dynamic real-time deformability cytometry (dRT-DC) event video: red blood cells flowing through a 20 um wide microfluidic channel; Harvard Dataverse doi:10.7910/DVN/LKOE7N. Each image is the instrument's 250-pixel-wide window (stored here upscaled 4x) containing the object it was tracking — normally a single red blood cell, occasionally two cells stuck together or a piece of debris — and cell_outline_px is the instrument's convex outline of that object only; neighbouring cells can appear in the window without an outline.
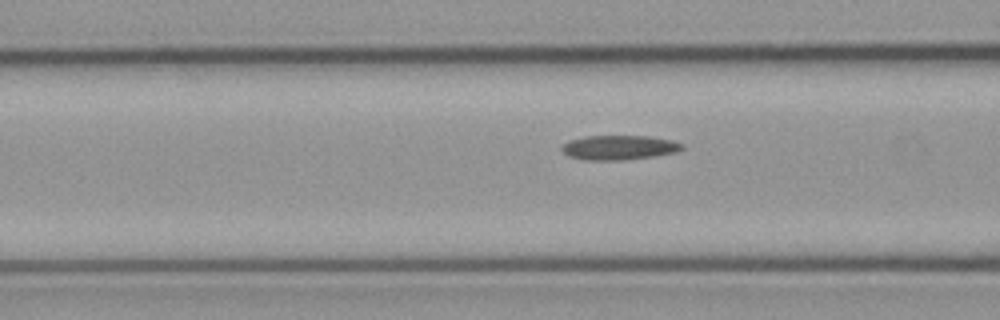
{"species": "common noctule bat (a hibernating species)", "species_latin": "Nyctalus noctula", "temperature_condition": "cold", "stored_images_in_passage": 37, "camera_frame_rate_fps": 3000, "um_per_image_px": 0.085, "animal": {"sex": "male", "body_mass_g": 23.1, "forearm_length_mm": 52.7}, "frame": {"image": 1, "passage_image": 14, "time_ms": 4.333, "image_size_px": [1000, 320], "cell_outline_px": [[684, 148], [676, 152], [652, 156], [620, 160], [584, 160], [568, 156], [560, 148], [568, 140], [584, 136], [648, 136], [672, 140], [684, 144]], "centroid_in_image_um": [52.6, 12.53], "position_along_channel_um": 114.0, "area_um2": 17.17}}
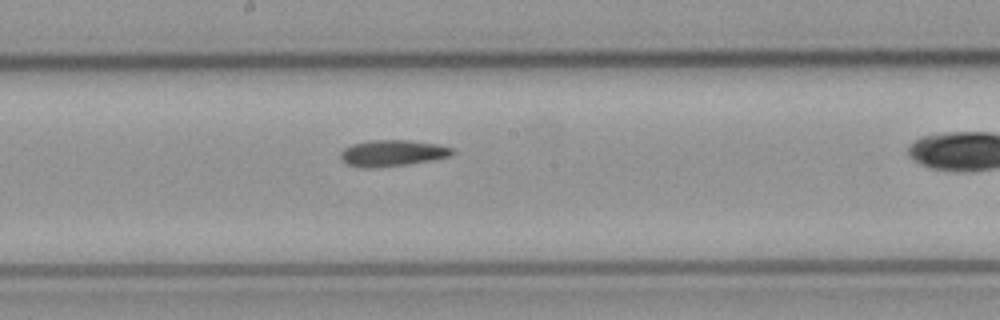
{"frame": {"image": 2, "passage_image": 22, "time_ms": 7.0, "image_size_px": [1000, 320], "cell_outline_px": [[456, 152], [448, 156], [428, 160], [404, 164], [372, 168], [360, 168], [348, 164], [340, 160], [340, 152], [344, 148], [352, 144], [368, 140], [412, 140], [436, 144], [452, 148]], "centroid_in_image_um": [33.28, 13.0], "position_along_channel_um": 214.9, "area_um2": 16.99}}
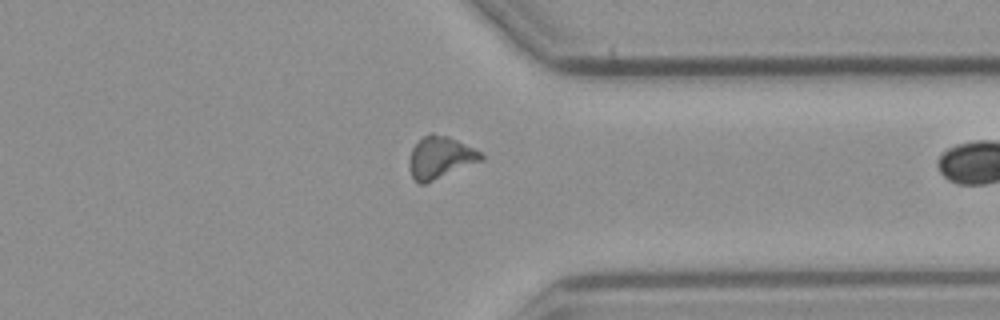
{"frame": {"image": 3, "passage_image": 35, "time_ms": 11.333, "image_size_px": [1000, 320], "cell_outline_px": [[484, 160], [424, 184], [416, 184], [408, 168], [408, 160], [412, 148], [424, 136], [432, 132], [448, 136], [480, 152], [484, 156]], "centroid_in_image_um": [37.39, 13.41], "position_along_channel_um": 374.0, "area_um2": 17.63}}